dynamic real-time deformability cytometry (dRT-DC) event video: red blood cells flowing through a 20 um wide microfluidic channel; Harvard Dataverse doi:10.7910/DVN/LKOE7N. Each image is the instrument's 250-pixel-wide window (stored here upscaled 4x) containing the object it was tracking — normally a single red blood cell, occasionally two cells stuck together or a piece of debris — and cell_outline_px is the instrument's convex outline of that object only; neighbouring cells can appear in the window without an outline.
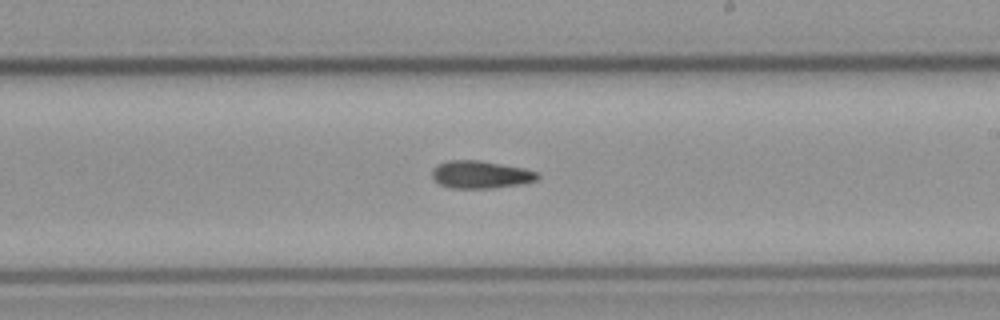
{"species": "common noctule bat (a hibernating species)", "species_latin": "Nyctalus noctula", "temperature_condition": "cold", "stored_images_in_passage": 9, "camera_frame_rate_fps": 3000, "um_per_image_px": 0.085, "animal": {"sex": "male", "body_mass_g": 23.1, "forearm_length_mm": 52.7}, "frame": {"image": 1, "passage_image": 9, "time_ms": 10.0, "image_size_px": [1000, 320], "cell_outline_px": [[540, 176], [536, 180], [516, 184], [488, 188], [452, 188], [440, 184], [432, 176], [432, 168], [436, 164], [448, 160], [480, 160], [524, 168], [536, 172]], "centroid_in_image_um": [40.8, 14.82], "position_along_channel_um": 248.2, "area_um2": 16.76}}